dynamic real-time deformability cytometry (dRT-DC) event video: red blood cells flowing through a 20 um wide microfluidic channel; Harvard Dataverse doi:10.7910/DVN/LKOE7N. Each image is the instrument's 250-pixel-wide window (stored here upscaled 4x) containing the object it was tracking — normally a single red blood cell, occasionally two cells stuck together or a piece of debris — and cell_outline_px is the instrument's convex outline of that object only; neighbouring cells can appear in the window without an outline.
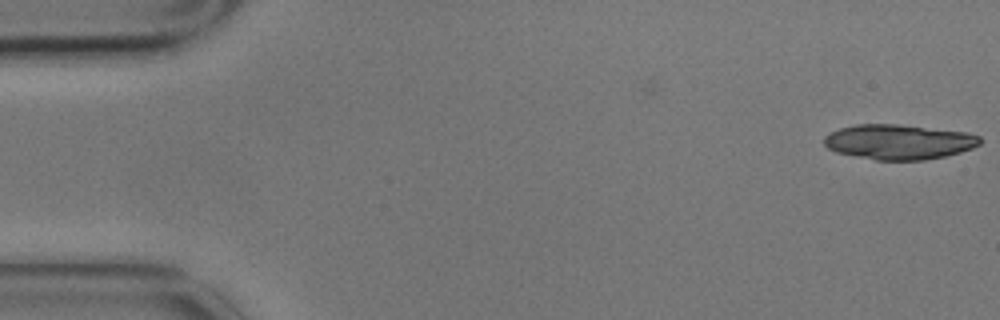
{"species": "common noctule bat (a hibernating species)", "species_latin": "Nyctalus noctula", "temperature_condition": "cold", "stored_images_in_passage": 4, "camera_frame_rate_fps": 3000, "um_per_image_px": 0.085, "animal": {"sex": "male", "body_mass_g": 17.9}, "frame": {"image": 1, "passage_image": 1, "time_ms": 0.0, "image_size_px": [1000, 320], "cell_outline_px": [[980, 144], [972, 148], [960, 152], [944, 156], [924, 160], [876, 160], [836, 152], [828, 148], [824, 144], [824, 136], [840, 128], [856, 124], [896, 124], [968, 132], [980, 136]], "centroid_in_image_um": [76.4, 12.06], "position_along_channel_um": 8.6, "area_um2": 31.67}}